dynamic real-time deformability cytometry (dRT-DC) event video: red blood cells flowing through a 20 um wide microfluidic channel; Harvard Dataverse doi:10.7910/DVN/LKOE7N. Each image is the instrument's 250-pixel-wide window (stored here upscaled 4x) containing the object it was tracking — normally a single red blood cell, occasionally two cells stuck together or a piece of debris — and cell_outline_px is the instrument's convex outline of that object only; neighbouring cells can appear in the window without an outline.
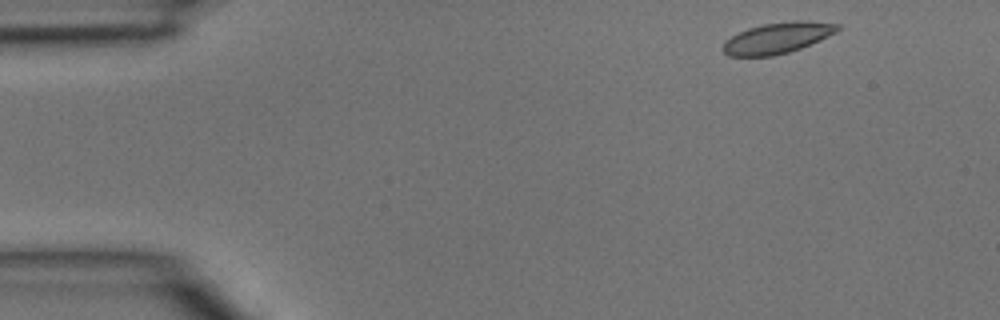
{"species": "common noctule bat (a hibernating species)", "species_latin": "Nyctalus noctula", "temperature_condition": "room temperature", "stored_images_in_passage": 3, "camera_frame_rate_fps": 3000, "um_per_image_px": 0.085, "animal": {"sex": "male", "body_mass_g": 15.6}, "frame": {"image": 1, "passage_image": 1, "time_ms": 0.0, "image_size_px": [1000, 320], "cell_outline_px": [[840, 28], [836, 32], [800, 48], [788, 52], [772, 56], [728, 56], [720, 48], [724, 40], [748, 28], [764, 24], [792, 20], [800, 20], [840, 24]], "centroid_in_image_um": [66.03, 3.22], "position_along_channel_um": 19.0, "area_um2": 20.52}}